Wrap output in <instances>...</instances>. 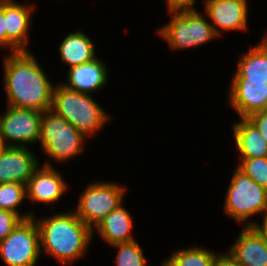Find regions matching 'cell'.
Segmentation results:
<instances>
[{
    "instance_id": "obj_23",
    "label": "cell",
    "mask_w": 267,
    "mask_h": 266,
    "mask_svg": "<svg viewBox=\"0 0 267 266\" xmlns=\"http://www.w3.org/2000/svg\"><path fill=\"white\" fill-rule=\"evenodd\" d=\"M112 247L118 249L116 260H113L116 266H146L147 260L136 240L115 244Z\"/></svg>"
},
{
    "instance_id": "obj_20",
    "label": "cell",
    "mask_w": 267,
    "mask_h": 266,
    "mask_svg": "<svg viewBox=\"0 0 267 266\" xmlns=\"http://www.w3.org/2000/svg\"><path fill=\"white\" fill-rule=\"evenodd\" d=\"M233 137L240 158L267 157V141L246 118L232 124Z\"/></svg>"
},
{
    "instance_id": "obj_13",
    "label": "cell",
    "mask_w": 267,
    "mask_h": 266,
    "mask_svg": "<svg viewBox=\"0 0 267 266\" xmlns=\"http://www.w3.org/2000/svg\"><path fill=\"white\" fill-rule=\"evenodd\" d=\"M228 104L240 118L267 110V81H231Z\"/></svg>"
},
{
    "instance_id": "obj_5",
    "label": "cell",
    "mask_w": 267,
    "mask_h": 266,
    "mask_svg": "<svg viewBox=\"0 0 267 266\" xmlns=\"http://www.w3.org/2000/svg\"><path fill=\"white\" fill-rule=\"evenodd\" d=\"M171 19L156 33L167 42L171 50H184L202 46L217 38L213 26L195 9L167 10Z\"/></svg>"
},
{
    "instance_id": "obj_16",
    "label": "cell",
    "mask_w": 267,
    "mask_h": 266,
    "mask_svg": "<svg viewBox=\"0 0 267 266\" xmlns=\"http://www.w3.org/2000/svg\"><path fill=\"white\" fill-rule=\"evenodd\" d=\"M68 70L67 82L62 84L73 90L92 94L107 85L108 69L99 57L90 63L71 67Z\"/></svg>"
},
{
    "instance_id": "obj_14",
    "label": "cell",
    "mask_w": 267,
    "mask_h": 266,
    "mask_svg": "<svg viewBox=\"0 0 267 266\" xmlns=\"http://www.w3.org/2000/svg\"><path fill=\"white\" fill-rule=\"evenodd\" d=\"M36 154L29 147L10 146L0 154V184H27L34 170L40 165Z\"/></svg>"
},
{
    "instance_id": "obj_31",
    "label": "cell",
    "mask_w": 267,
    "mask_h": 266,
    "mask_svg": "<svg viewBox=\"0 0 267 266\" xmlns=\"http://www.w3.org/2000/svg\"><path fill=\"white\" fill-rule=\"evenodd\" d=\"M9 147V144L0 133V154H3Z\"/></svg>"
},
{
    "instance_id": "obj_26",
    "label": "cell",
    "mask_w": 267,
    "mask_h": 266,
    "mask_svg": "<svg viewBox=\"0 0 267 266\" xmlns=\"http://www.w3.org/2000/svg\"><path fill=\"white\" fill-rule=\"evenodd\" d=\"M246 119L256 127L263 138L267 141V110L252 113L246 117Z\"/></svg>"
},
{
    "instance_id": "obj_24",
    "label": "cell",
    "mask_w": 267,
    "mask_h": 266,
    "mask_svg": "<svg viewBox=\"0 0 267 266\" xmlns=\"http://www.w3.org/2000/svg\"><path fill=\"white\" fill-rule=\"evenodd\" d=\"M237 167L260 186L267 189V157L239 158Z\"/></svg>"
},
{
    "instance_id": "obj_3",
    "label": "cell",
    "mask_w": 267,
    "mask_h": 266,
    "mask_svg": "<svg viewBox=\"0 0 267 266\" xmlns=\"http://www.w3.org/2000/svg\"><path fill=\"white\" fill-rule=\"evenodd\" d=\"M51 110L88 139L94 137L111 119L90 93L68 88L62 81L54 86Z\"/></svg>"
},
{
    "instance_id": "obj_22",
    "label": "cell",
    "mask_w": 267,
    "mask_h": 266,
    "mask_svg": "<svg viewBox=\"0 0 267 266\" xmlns=\"http://www.w3.org/2000/svg\"><path fill=\"white\" fill-rule=\"evenodd\" d=\"M26 199V185L22 183H2L0 184V209L17 214L22 220L33 218L34 213L20 212L18 208Z\"/></svg>"
},
{
    "instance_id": "obj_30",
    "label": "cell",
    "mask_w": 267,
    "mask_h": 266,
    "mask_svg": "<svg viewBox=\"0 0 267 266\" xmlns=\"http://www.w3.org/2000/svg\"><path fill=\"white\" fill-rule=\"evenodd\" d=\"M254 227L261 233L267 242V212L263 215L262 223H257Z\"/></svg>"
},
{
    "instance_id": "obj_10",
    "label": "cell",
    "mask_w": 267,
    "mask_h": 266,
    "mask_svg": "<svg viewBox=\"0 0 267 266\" xmlns=\"http://www.w3.org/2000/svg\"><path fill=\"white\" fill-rule=\"evenodd\" d=\"M204 14L210 19L217 36L222 31H241L248 28L249 5L247 0H204Z\"/></svg>"
},
{
    "instance_id": "obj_25",
    "label": "cell",
    "mask_w": 267,
    "mask_h": 266,
    "mask_svg": "<svg viewBox=\"0 0 267 266\" xmlns=\"http://www.w3.org/2000/svg\"><path fill=\"white\" fill-rule=\"evenodd\" d=\"M21 221L17 214L0 209V241L4 240Z\"/></svg>"
},
{
    "instance_id": "obj_9",
    "label": "cell",
    "mask_w": 267,
    "mask_h": 266,
    "mask_svg": "<svg viewBox=\"0 0 267 266\" xmlns=\"http://www.w3.org/2000/svg\"><path fill=\"white\" fill-rule=\"evenodd\" d=\"M6 109L0 115V133L9 146L28 147V144H36L40 137L42 112L9 105Z\"/></svg>"
},
{
    "instance_id": "obj_15",
    "label": "cell",
    "mask_w": 267,
    "mask_h": 266,
    "mask_svg": "<svg viewBox=\"0 0 267 266\" xmlns=\"http://www.w3.org/2000/svg\"><path fill=\"white\" fill-rule=\"evenodd\" d=\"M227 253L239 266H267V242L254 226H244Z\"/></svg>"
},
{
    "instance_id": "obj_17",
    "label": "cell",
    "mask_w": 267,
    "mask_h": 266,
    "mask_svg": "<svg viewBox=\"0 0 267 266\" xmlns=\"http://www.w3.org/2000/svg\"><path fill=\"white\" fill-rule=\"evenodd\" d=\"M133 217L124 208L123 203L115 210L111 211L92 231H95L104 242L110 246L131 242L135 238L132 236Z\"/></svg>"
},
{
    "instance_id": "obj_7",
    "label": "cell",
    "mask_w": 267,
    "mask_h": 266,
    "mask_svg": "<svg viewBox=\"0 0 267 266\" xmlns=\"http://www.w3.org/2000/svg\"><path fill=\"white\" fill-rule=\"evenodd\" d=\"M125 185L116 182L94 181L79 195L76 215L92 230L124 200Z\"/></svg>"
},
{
    "instance_id": "obj_4",
    "label": "cell",
    "mask_w": 267,
    "mask_h": 266,
    "mask_svg": "<svg viewBox=\"0 0 267 266\" xmlns=\"http://www.w3.org/2000/svg\"><path fill=\"white\" fill-rule=\"evenodd\" d=\"M224 213L245 227L255 226L250 218L267 212V189L260 186L237 166L227 187Z\"/></svg>"
},
{
    "instance_id": "obj_19",
    "label": "cell",
    "mask_w": 267,
    "mask_h": 266,
    "mask_svg": "<svg viewBox=\"0 0 267 266\" xmlns=\"http://www.w3.org/2000/svg\"><path fill=\"white\" fill-rule=\"evenodd\" d=\"M61 62L69 68L90 63L97 59L95 44L80 29L69 32L59 46Z\"/></svg>"
},
{
    "instance_id": "obj_27",
    "label": "cell",
    "mask_w": 267,
    "mask_h": 266,
    "mask_svg": "<svg viewBox=\"0 0 267 266\" xmlns=\"http://www.w3.org/2000/svg\"><path fill=\"white\" fill-rule=\"evenodd\" d=\"M196 0H166L167 10L195 9Z\"/></svg>"
},
{
    "instance_id": "obj_28",
    "label": "cell",
    "mask_w": 267,
    "mask_h": 266,
    "mask_svg": "<svg viewBox=\"0 0 267 266\" xmlns=\"http://www.w3.org/2000/svg\"><path fill=\"white\" fill-rule=\"evenodd\" d=\"M0 46L7 48V32L4 20V0H0Z\"/></svg>"
},
{
    "instance_id": "obj_8",
    "label": "cell",
    "mask_w": 267,
    "mask_h": 266,
    "mask_svg": "<svg viewBox=\"0 0 267 266\" xmlns=\"http://www.w3.org/2000/svg\"><path fill=\"white\" fill-rule=\"evenodd\" d=\"M40 254V232L34 218L22 220L0 241V258L6 266H36Z\"/></svg>"
},
{
    "instance_id": "obj_11",
    "label": "cell",
    "mask_w": 267,
    "mask_h": 266,
    "mask_svg": "<svg viewBox=\"0 0 267 266\" xmlns=\"http://www.w3.org/2000/svg\"><path fill=\"white\" fill-rule=\"evenodd\" d=\"M44 163L40 164L29 178L26 184V199L32 203L53 205L69 188L61 172H58L50 161Z\"/></svg>"
},
{
    "instance_id": "obj_2",
    "label": "cell",
    "mask_w": 267,
    "mask_h": 266,
    "mask_svg": "<svg viewBox=\"0 0 267 266\" xmlns=\"http://www.w3.org/2000/svg\"><path fill=\"white\" fill-rule=\"evenodd\" d=\"M33 218L40 232L41 253L46 252L58 263L67 266H72L76 260L86 256L93 231L73 210L50 217Z\"/></svg>"
},
{
    "instance_id": "obj_6",
    "label": "cell",
    "mask_w": 267,
    "mask_h": 266,
    "mask_svg": "<svg viewBox=\"0 0 267 266\" xmlns=\"http://www.w3.org/2000/svg\"><path fill=\"white\" fill-rule=\"evenodd\" d=\"M88 138L52 110L42 112L38 142L44 154L56 162L71 161L84 152Z\"/></svg>"
},
{
    "instance_id": "obj_1",
    "label": "cell",
    "mask_w": 267,
    "mask_h": 266,
    "mask_svg": "<svg viewBox=\"0 0 267 266\" xmlns=\"http://www.w3.org/2000/svg\"><path fill=\"white\" fill-rule=\"evenodd\" d=\"M9 55L3 57L7 105L41 112L51 110L55 85L34 54L19 51L10 52Z\"/></svg>"
},
{
    "instance_id": "obj_29",
    "label": "cell",
    "mask_w": 267,
    "mask_h": 266,
    "mask_svg": "<svg viewBox=\"0 0 267 266\" xmlns=\"http://www.w3.org/2000/svg\"><path fill=\"white\" fill-rule=\"evenodd\" d=\"M212 266H239L237 262L228 254V253H220Z\"/></svg>"
},
{
    "instance_id": "obj_21",
    "label": "cell",
    "mask_w": 267,
    "mask_h": 266,
    "mask_svg": "<svg viewBox=\"0 0 267 266\" xmlns=\"http://www.w3.org/2000/svg\"><path fill=\"white\" fill-rule=\"evenodd\" d=\"M205 247L191 246L174 250L169 258L162 261V266H212L220 254Z\"/></svg>"
},
{
    "instance_id": "obj_12",
    "label": "cell",
    "mask_w": 267,
    "mask_h": 266,
    "mask_svg": "<svg viewBox=\"0 0 267 266\" xmlns=\"http://www.w3.org/2000/svg\"><path fill=\"white\" fill-rule=\"evenodd\" d=\"M4 0V20L7 32V49L10 52L29 51V30L35 6Z\"/></svg>"
},
{
    "instance_id": "obj_18",
    "label": "cell",
    "mask_w": 267,
    "mask_h": 266,
    "mask_svg": "<svg viewBox=\"0 0 267 266\" xmlns=\"http://www.w3.org/2000/svg\"><path fill=\"white\" fill-rule=\"evenodd\" d=\"M231 81H267V34L261 42L241 53Z\"/></svg>"
}]
</instances>
